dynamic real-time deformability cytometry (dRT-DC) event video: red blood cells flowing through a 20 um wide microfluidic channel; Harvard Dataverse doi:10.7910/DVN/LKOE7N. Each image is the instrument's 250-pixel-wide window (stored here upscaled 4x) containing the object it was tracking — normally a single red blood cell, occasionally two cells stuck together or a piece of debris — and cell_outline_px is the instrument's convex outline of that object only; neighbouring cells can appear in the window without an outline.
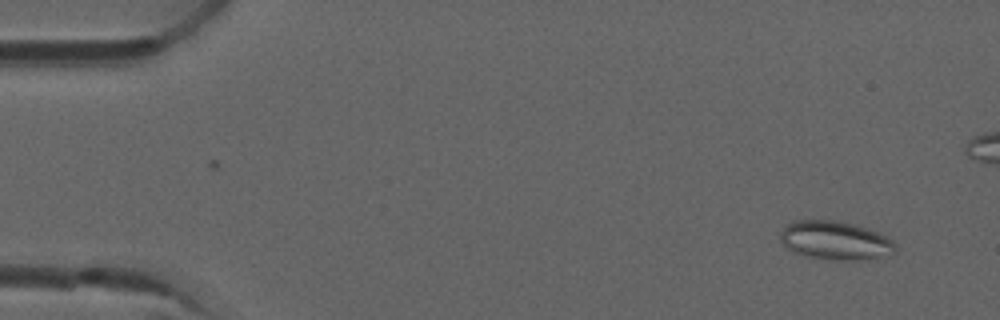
{"species": "common noctule bat (a hibernating species)", "species_latin": "Nyctalus noctula", "temperature_condition": "room temperature", "stored_images_in_passage": 8, "camera_frame_rate_fps": 3000, "um_per_image_px": 0.085, "animal": {"sex": "male", "forearm_length_mm": 52.5}, "frame": {"image": 1, "passage_image": 2, "time_ms": 0.333, "image_size_px": [1000, 320], "cell_outline_px": [[896, 252], [892, 256], [864, 260], [828, 260], [808, 256], [792, 252], [780, 240], [780, 232], [792, 220], [840, 220], [856, 224], [876, 232], [892, 240], [896, 244]], "centroid_in_image_um": [71.03, 20.45], "position_along_channel_um": 14.0, "area_um2": 26.36}}
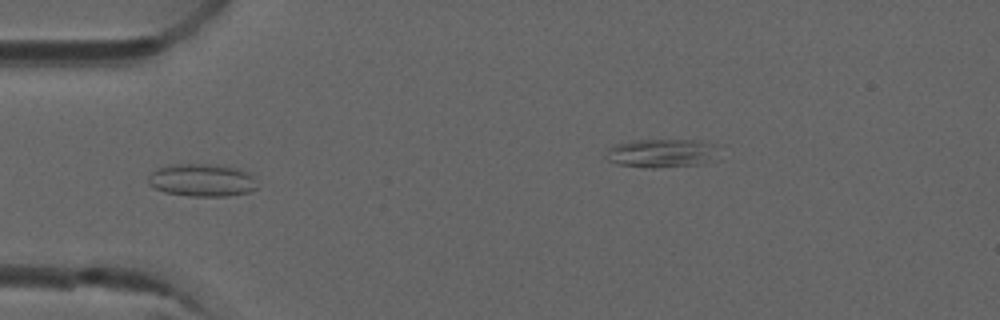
{"frame": {"image": 2, "passage_image": 6, "time_ms": 1.667, "image_size_px": [1000, 320], "cell_outline_px": [[256, 188], [248, 192], [228, 196], [188, 196], [164, 192], [152, 188], [148, 184], [148, 176], [156, 168], [172, 164], [224, 164], [240, 168], [248, 172], [252, 176]], "centroid_in_image_um": [17.13, 15.3], "position_along_channel_um": 67.9, "area_um2": 21.1}}
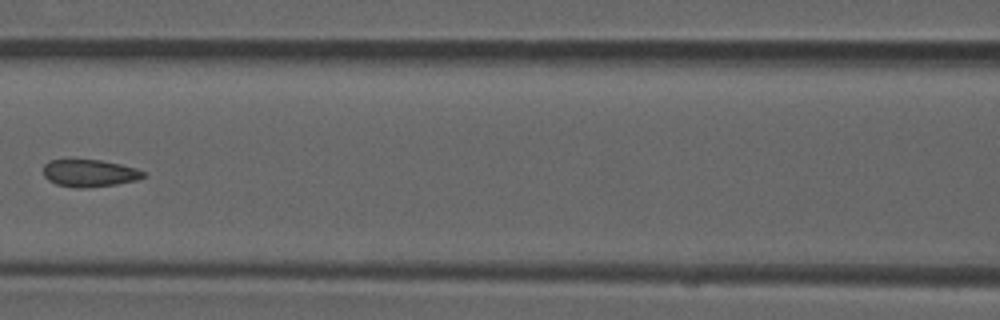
{"frame": {"image": 3, "passage_image": 8, "time_ms": 2.333, "image_size_px": [1000, 320], "cell_outline_px": [[144, 176], [136, 180], [116, 184], [84, 188], [76, 188], [56, 184], [48, 180], [44, 176], [44, 164], [48, 160], [100, 160], [120, 164], [136, 168], [144, 172]], "centroid_in_image_um": [7.58, 14.72], "position_along_channel_um": 159.0, "area_um2": 15.78}}